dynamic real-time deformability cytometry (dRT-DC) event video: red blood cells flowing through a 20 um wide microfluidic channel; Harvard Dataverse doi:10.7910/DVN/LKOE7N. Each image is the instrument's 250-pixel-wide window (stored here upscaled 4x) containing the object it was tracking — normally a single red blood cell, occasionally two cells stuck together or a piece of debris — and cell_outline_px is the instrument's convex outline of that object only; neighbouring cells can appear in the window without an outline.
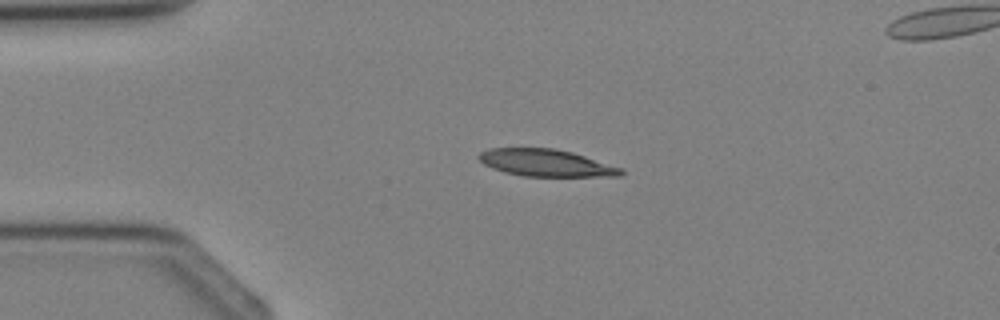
{"species": "Egyptian fruit bat (a non-hibernating species)", "species_latin": "Rousettus aegyptiacus", "temperature_condition": "cold", "stored_images_in_passage": 3, "camera_frame_rate_fps": 3000, "um_per_image_px": 0.085, "animal": {"sex": "female"}, "frame": {"image": 1, "passage_image": 2, "time_ms": 2.333, "image_size_px": [1000, 320], "cell_outline_px": [[624, 172], [620, 176], [524, 176], [504, 172], [492, 168], [484, 164], [476, 156], [480, 152], [488, 148], [556, 148], [572, 152], [624, 168]], "centroid_in_image_um": [46.41, 13.84], "position_along_channel_um": 38.6, "area_um2": 22.54}}